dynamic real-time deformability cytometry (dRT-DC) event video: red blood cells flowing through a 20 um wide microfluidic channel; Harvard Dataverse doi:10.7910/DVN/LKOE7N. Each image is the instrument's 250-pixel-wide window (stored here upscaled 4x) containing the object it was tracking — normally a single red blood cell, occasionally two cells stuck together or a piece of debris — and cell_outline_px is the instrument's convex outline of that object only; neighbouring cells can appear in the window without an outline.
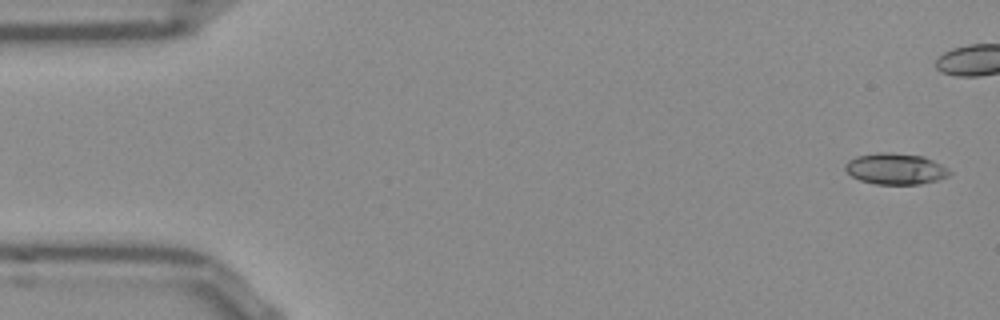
{"species": "Egyptian fruit bat (a non-hibernating species)", "species_latin": "Rousettus aegyptiacus", "temperature_condition": "room temperature", "stored_images_in_passage": 53, "camera_frame_rate_fps": 3000, "um_per_image_px": 0.085, "frame": {"image": 1, "passage_image": 2, "time_ms": 0.333, "image_size_px": [1000, 320], "cell_outline_px": [[952, 172], [948, 176], [936, 180], [920, 184], [876, 184], [860, 180], [852, 176], [844, 168], [844, 164], [848, 160], [856, 156], [880, 152], [892, 152], [924, 156], [948, 168]], "centroid_in_image_um": [76.11, 14.34], "position_along_channel_um": 8.9, "area_um2": 18.96}}
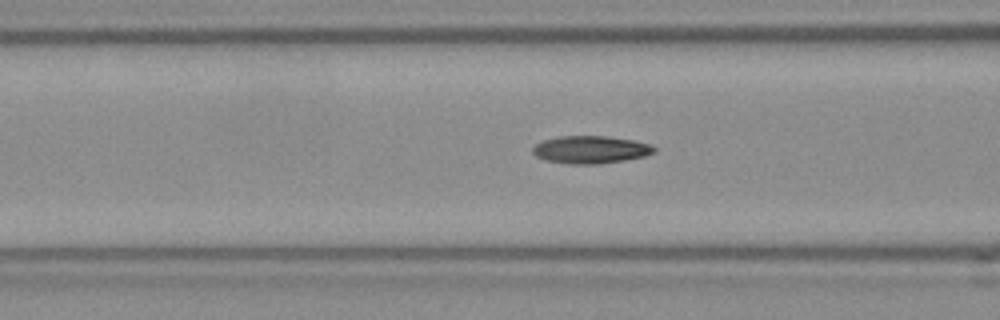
{"frame": {"image": 2, "passage_image": 20, "time_ms": 6.333, "image_size_px": [1000, 320], "cell_outline_px": [[656, 152], [644, 156], [624, 160], [596, 164], [572, 164], [544, 160], [536, 156], [532, 152], [532, 148], [540, 140], [560, 136], [608, 136], [632, 140], [652, 144], [656, 148]], "centroid_in_image_um": [50.19, 12.71], "position_along_channel_um": 116.4, "area_um2": 19.65}}
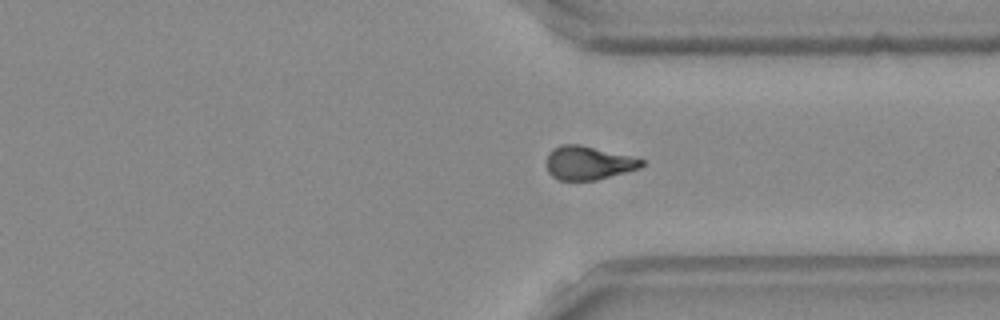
{"frame": {"image": 3, "passage_image": 39, "time_ms": 12.667, "image_size_px": [1000, 320], "cell_outline_px": [[644, 164], [640, 168], [596, 180], [560, 180], [552, 176], [548, 172], [548, 152], [552, 148], [560, 144], [580, 144], [632, 156], [644, 160]], "centroid_in_image_um": [50.01, 13.83], "position_along_channel_um": 361.4, "area_um2": 18.61}, "authors_computed_cell_mechanics": {"area_um2": 18.7272, "velocity_mm_per_s": 3.8645, "shape_relaxation_time_tau1_ms": 4.9598, "shape_relaxation_time_tau2_ms": 4.9003, "deformation_change_tau1": 0.1694, "deformation_change_tau2": 0.1247}}